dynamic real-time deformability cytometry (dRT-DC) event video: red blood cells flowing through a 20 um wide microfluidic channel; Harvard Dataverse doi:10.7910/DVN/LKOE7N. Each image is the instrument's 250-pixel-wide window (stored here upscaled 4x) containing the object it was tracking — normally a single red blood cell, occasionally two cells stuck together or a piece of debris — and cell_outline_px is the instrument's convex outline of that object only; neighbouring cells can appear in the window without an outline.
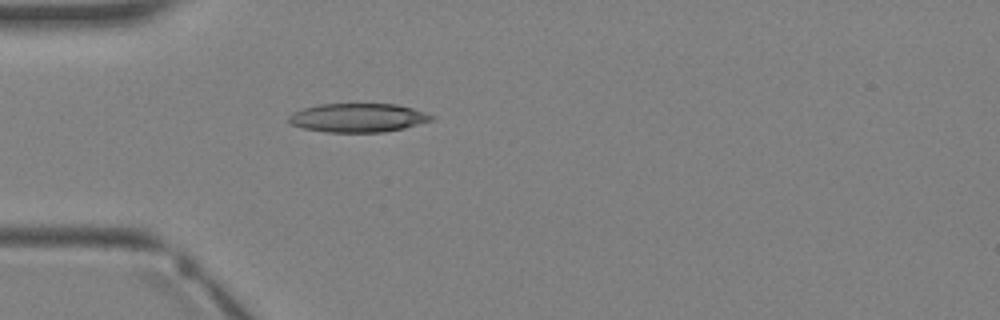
{"species": "Egyptian fruit bat (a non-hibernating species)", "species_latin": "Rousettus aegyptiacus", "temperature_condition": "warm", "stored_images_in_passage": 1, "camera_frame_rate_fps": 3000, "um_per_image_px": 0.085, "animal": {"sex": "female"}, "frame": {"image": 1, "passage_image": 1, "time_ms": 0.0, "image_size_px": [1000, 320], "cell_outline_px": [[436, 116], [432, 120], [404, 128], [384, 132], [324, 132], [304, 128], [288, 124], [288, 116], [292, 112], [304, 108], [320, 104], [396, 104], [412, 108]], "centroid_in_image_um": [30.4, 10.01], "position_along_channel_um": 54.6, "area_um2": 23.99}}